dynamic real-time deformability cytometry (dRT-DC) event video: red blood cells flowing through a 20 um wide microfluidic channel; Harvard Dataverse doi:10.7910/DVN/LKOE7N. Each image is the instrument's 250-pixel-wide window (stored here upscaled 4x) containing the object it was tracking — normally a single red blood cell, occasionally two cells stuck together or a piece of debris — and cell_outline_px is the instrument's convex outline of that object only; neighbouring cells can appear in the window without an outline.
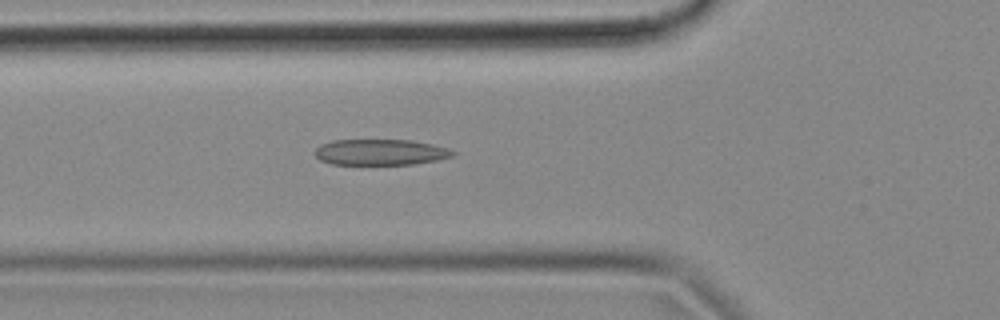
{"species": "common noctule bat (a hibernating species)", "species_latin": "Nyctalus noctula", "temperature_condition": "cold", "stored_images_in_passage": 53, "camera_frame_rate_fps": 3000, "um_per_image_px": 0.085, "animal": {"sex": "female", "body_mass_g": 18.4}, "frame": {"image": 1, "passage_image": 18, "time_ms": 5.667, "image_size_px": [1000, 320], "cell_outline_px": [[456, 152], [452, 156], [436, 160], [412, 164], [332, 164], [320, 160], [316, 156], [316, 148], [320, 144], [332, 140], [412, 140], [432, 144], [448, 148]], "centroid_in_image_um": [32.33, 12.93], "position_along_channel_um": 93.5, "area_um2": 20.69}}
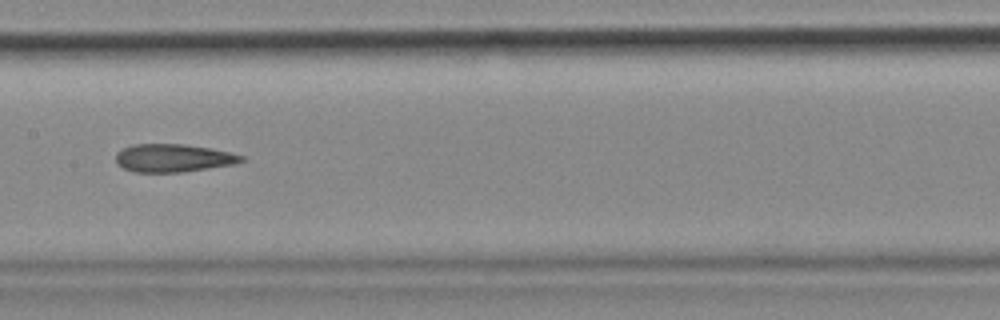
{"frame": {"image": 2, "passage_image": 26, "time_ms": 8.333, "image_size_px": [1000, 320], "cell_outline_px": [[248, 160], [232, 164], [184, 172], [132, 172], [116, 164], [116, 152], [132, 144], [184, 144], [212, 148], [248, 156]], "centroid_in_image_um": [14.76, 13.43], "position_along_channel_um": 192.6, "area_um2": 20.75}}
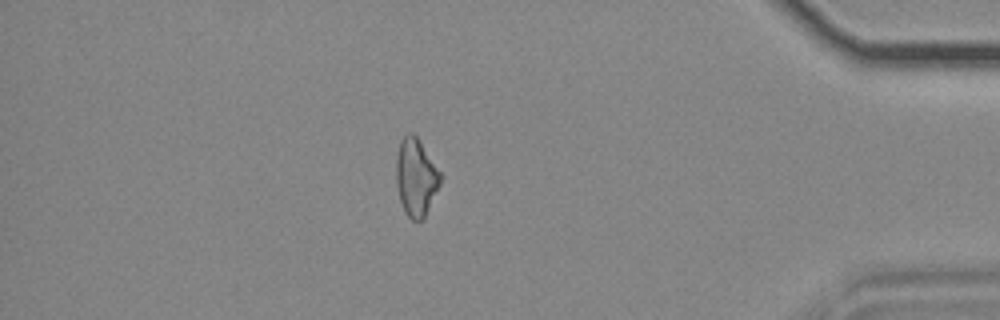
{"frame": {"image": 3, "passage_image": 46, "time_ms": 15.0, "image_size_px": [1000, 320], "cell_outline_px": [[440, 184], [424, 220], [412, 220], [404, 212], [400, 200], [396, 184], [396, 156], [400, 140], [408, 132], [412, 132], [420, 140], [440, 172]], "centroid_in_image_um": [35.34, 15.07], "position_along_channel_um": 399.9, "area_um2": 20.06}, "authors_computed_cell_mechanics": {"area_um2": 20.7502, "velocity_mm_per_s": 3.7096, "shape_relaxation_time_tau1_ms": null, "shape_relaxation_time_tau2_ms": 4.6449, "deformation_change_tau1": null, "deformation_change_tau2": 0.1438}}